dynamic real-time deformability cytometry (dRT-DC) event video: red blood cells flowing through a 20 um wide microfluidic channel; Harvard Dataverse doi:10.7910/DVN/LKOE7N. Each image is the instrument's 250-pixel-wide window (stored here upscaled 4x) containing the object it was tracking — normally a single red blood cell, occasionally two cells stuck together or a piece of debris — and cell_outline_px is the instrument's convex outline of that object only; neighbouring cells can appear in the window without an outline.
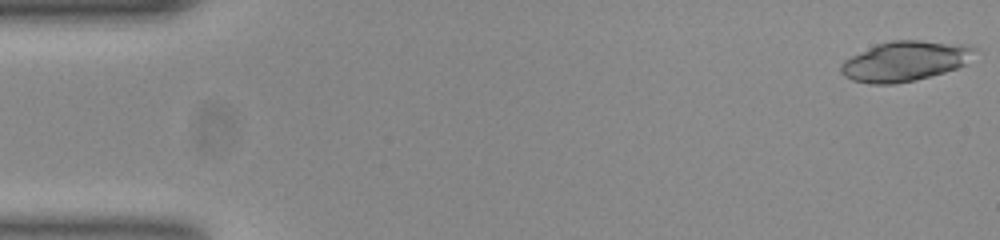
{"species": "common noctule bat (a hibernating species)", "species_latin": "Nyctalus noctula", "temperature_condition": "room temperature", "stored_images_in_passage": 10, "camera_frame_rate_fps": 3000, "um_per_image_px": 0.085, "animal": {"sex": "female", "body_mass_g": 23.0, "forearm_length_mm": 53.4}, "frame": {"image": 1, "passage_image": 1, "time_ms": 0.0, "image_size_px": [1000, 240], "cell_outline_px": [[976, 48], [964, 64], [956, 68], [944, 72], [916, 80], [896, 84], [868, 84], [852, 80], [844, 76], [840, 72], [840, 64], [844, 60], [876, 44], [892, 40], [920, 40], [968, 44]], "centroid_in_image_um": [76.89, 5.2], "position_along_channel_um": 8.1, "area_um2": 31.1}}